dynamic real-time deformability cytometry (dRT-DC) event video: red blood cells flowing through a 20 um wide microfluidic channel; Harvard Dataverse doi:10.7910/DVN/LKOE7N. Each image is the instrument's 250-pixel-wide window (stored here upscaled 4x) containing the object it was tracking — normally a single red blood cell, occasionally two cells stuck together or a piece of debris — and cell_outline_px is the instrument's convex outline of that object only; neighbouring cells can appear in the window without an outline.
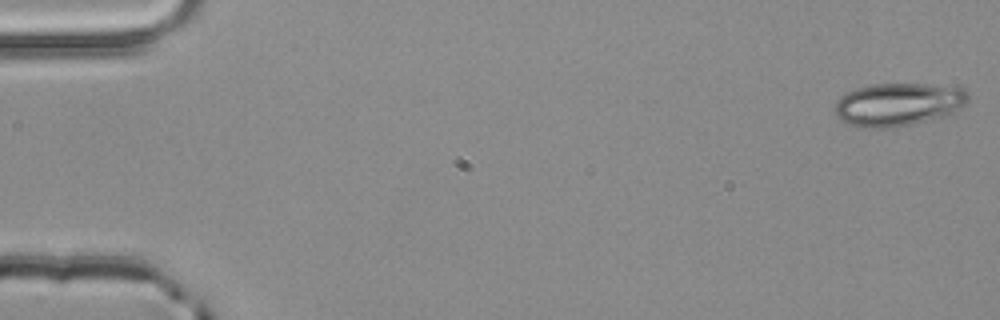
{"species": "common noctule bat (a hibernating species)", "species_latin": "Nyctalus noctula", "temperature_condition": "room temperature", "stored_images_in_passage": 3, "camera_frame_rate_fps": 3000, "um_per_image_px": 0.085, "animal": {"sex": "male", "body_mass_g": 20.4}, "frame": {"image": 1, "passage_image": 1, "time_ms": 0.0, "image_size_px": [1000, 320], "cell_outline_px": [[968, 100], [964, 104], [952, 112], [940, 116], [912, 124], [888, 128], [856, 128], [840, 120], [836, 116], [836, 100], [840, 96], [856, 88], [872, 84], [924, 84], [964, 88], [968, 92]], "centroid_in_image_um": [76.28, 8.88], "position_along_channel_um": 8.7, "area_um2": 33.23}}